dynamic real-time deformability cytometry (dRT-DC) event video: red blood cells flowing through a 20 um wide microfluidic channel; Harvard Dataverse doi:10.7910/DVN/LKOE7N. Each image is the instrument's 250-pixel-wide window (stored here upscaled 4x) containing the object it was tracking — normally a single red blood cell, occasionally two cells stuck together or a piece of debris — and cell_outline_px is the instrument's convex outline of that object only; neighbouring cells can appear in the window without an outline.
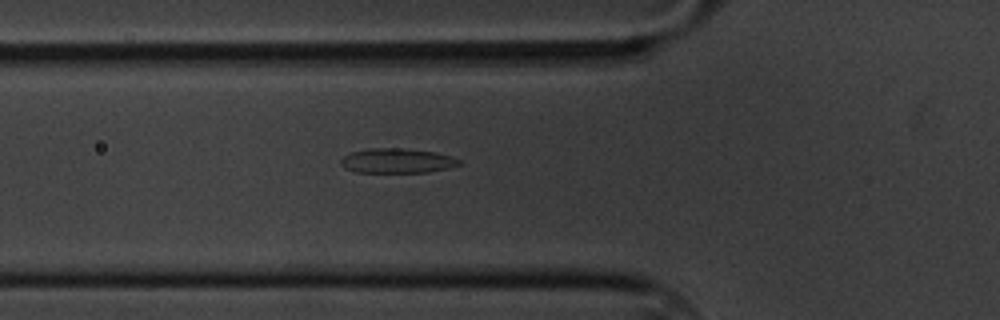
{"species": "common noctule bat (a hibernating species)", "species_latin": "Nyctalus noctula", "temperature_condition": "cold", "stored_images_in_passage": 40, "segment_of_instrument_passage": [1, 2], "camera_frame_rate_fps": 3000, "um_per_image_px": 0.085, "animal": {"sex": "male", "body_mass_g": 20.1, "forearm_length_mm": 53.5}, "frame": {"image": 1, "passage_image": 6, "time_ms": 1.667, "image_size_px": [1000, 320], "cell_outline_px": [[460, 164], [448, 168], [428, 172], [356, 172], [344, 168], [340, 164], [340, 160], [344, 156], [352, 152], [368, 148], [404, 148], [436, 152], [452, 156], [460, 160]], "centroid_in_image_um": [33.74, 13.66], "position_along_channel_um": 92.1, "area_um2": 17.05}}
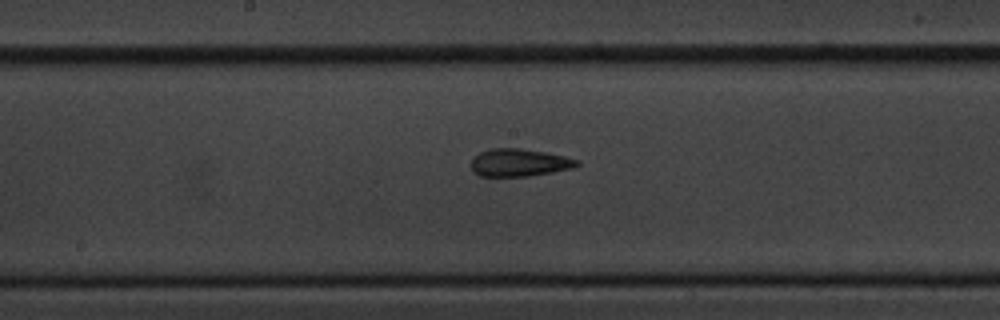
{"frame": {"image": 2, "passage_image": 16, "time_ms": 5.0, "image_size_px": [1000, 320], "cell_outline_px": [[580, 164], [576, 168], [528, 176], [480, 176], [472, 172], [472, 160], [480, 152], [492, 148], [520, 148], [548, 152], [580, 160]], "centroid_in_image_um": [44.19, 13.82], "position_along_channel_um": 204.0, "area_um2": 17.17}}
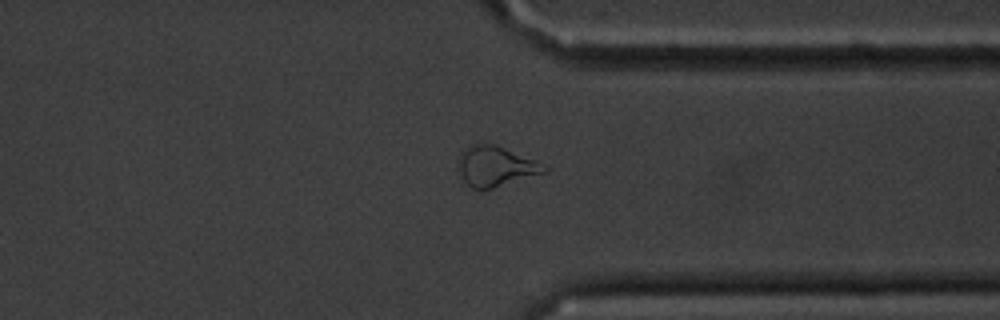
{"frame": {"image": 3, "passage_image": 31, "time_ms": 10.0, "image_size_px": [1000, 320], "cell_outline_px": [[548, 172], [480, 192], [460, 184], [456, 164], [456, 160], [460, 152], [468, 144], [492, 144], [504, 148], [536, 160], [548, 168]], "centroid_in_image_um": [42.0, 14.19], "position_along_channel_um": 369.4, "area_um2": 21.1}}